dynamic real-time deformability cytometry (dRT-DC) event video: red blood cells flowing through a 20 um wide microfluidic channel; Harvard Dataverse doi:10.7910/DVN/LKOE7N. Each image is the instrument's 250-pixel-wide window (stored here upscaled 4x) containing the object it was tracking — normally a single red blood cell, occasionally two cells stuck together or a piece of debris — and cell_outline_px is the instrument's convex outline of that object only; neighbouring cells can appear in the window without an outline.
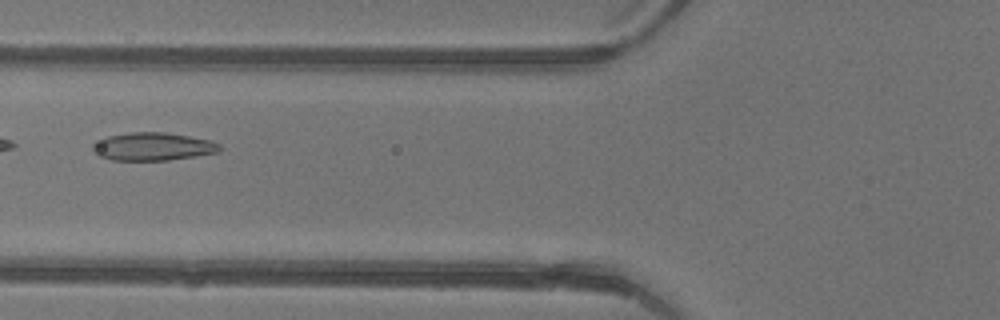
{"species": "common noctule bat (a hibernating species)", "species_latin": "Nyctalus noctula", "temperature_condition": "warm", "stored_images_in_passage": 5, "camera_frame_rate_fps": 3000, "um_per_image_px": 0.085, "animal": {"sex": "female"}, "frame": {"image": 1, "passage_image": 4, "time_ms": 1.0, "image_size_px": [1000, 320], "cell_outline_px": [[224, 148], [220, 152], [196, 156], [168, 160], [112, 160], [96, 156], [92, 152], [92, 144], [108, 136], [132, 132], [164, 132], [212, 140], [220, 144]], "centroid_in_image_um": [13.01, 12.46], "position_along_channel_um": 112.8, "area_um2": 20.92}}
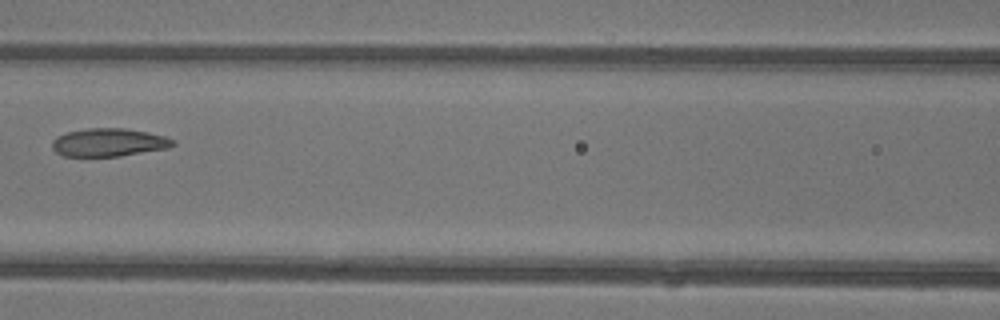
{"frame": {"image": 2, "passage_image": 5, "time_ms": 1.333, "image_size_px": [1000, 320], "cell_outline_px": [[176, 144], [168, 148], [120, 156], [64, 156], [56, 152], [52, 148], [52, 140], [56, 136], [68, 132], [88, 128], [124, 128], [148, 132], [164, 136], [172, 140]], "centroid_in_image_um": [9.22, 12.1], "position_along_channel_um": 157.4, "area_um2": 19.71}}